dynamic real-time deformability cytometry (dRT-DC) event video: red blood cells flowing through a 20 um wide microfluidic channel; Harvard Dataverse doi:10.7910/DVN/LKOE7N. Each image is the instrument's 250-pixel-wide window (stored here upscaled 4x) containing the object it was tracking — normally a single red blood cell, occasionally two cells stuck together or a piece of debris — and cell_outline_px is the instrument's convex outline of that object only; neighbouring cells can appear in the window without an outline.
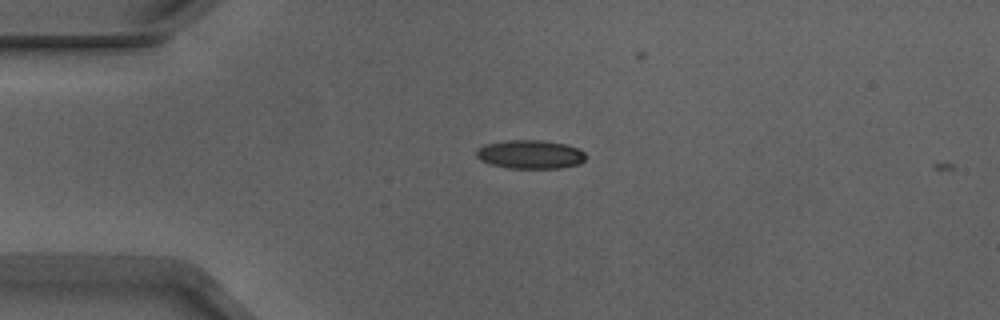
{"species": "Egyptian fruit bat (a non-hibernating species)", "species_latin": "Rousettus aegyptiacus", "temperature_condition": "warm", "stored_images_in_passage": 3, "camera_frame_rate_fps": 3000, "um_per_image_px": 0.085, "animal": {"sex": "male"}, "frame": {"image": 1, "passage_image": 1, "time_ms": 0.0, "image_size_px": [1000, 320], "cell_outline_px": [[588, 156], [580, 164], [560, 168], [508, 168], [492, 164], [480, 160], [476, 156], [476, 148], [484, 144], [504, 140], [544, 140], [568, 144], [580, 148]], "centroid_in_image_um": [45.1, 13.11], "position_along_channel_um": 39.9, "area_um2": 18.67}}